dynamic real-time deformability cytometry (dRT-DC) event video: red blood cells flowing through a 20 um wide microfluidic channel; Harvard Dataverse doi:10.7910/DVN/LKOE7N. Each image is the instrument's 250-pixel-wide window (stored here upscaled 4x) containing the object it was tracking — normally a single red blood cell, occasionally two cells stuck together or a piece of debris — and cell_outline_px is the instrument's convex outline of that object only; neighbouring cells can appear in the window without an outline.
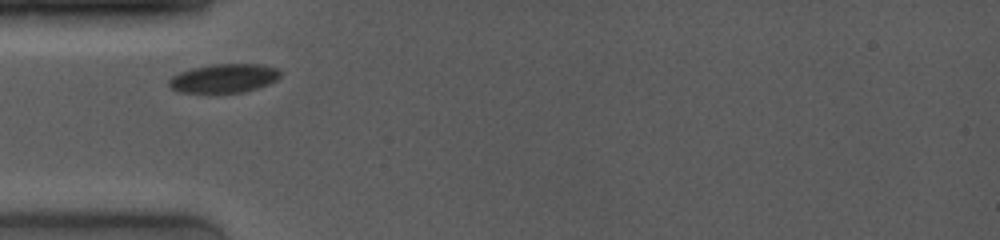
{"species": "common noctule bat (a hibernating species)", "species_latin": "Nyctalus noctula", "temperature_condition": "room temperature", "stored_images_in_passage": 2, "camera_frame_rate_fps": 4000, "um_per_image_px": 0.085, "animal": {"sex": "female", "body_mass_g": 19.0, "forearm_length_mm": 53.3}, "frame": {"image": 1, "passage_image": 1, "time_ms": 0.0, "image_size_px": [1000, 240], "cell_outline_px": [[280, 76], [276, 80], [268, 84], [244, 92], [212, 96], [180, 92], [172, 88], [168, 84], [168, 80], [172, 76], [180, 72], [192, 68], [216, 64], [260, 64], [280, 68]], "centroid_in_image_um": [19.01, 6.7], "position_along_channel_um": 66.0, "area_um2": 19.48}}